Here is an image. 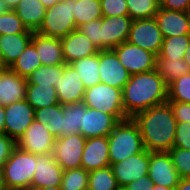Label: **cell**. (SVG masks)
<instances>
[{"label": "cell", "mask_w": 190, "mask_h": 190, "mask_svg": "<svg viewBox=\"0 0 190 190\" xmlns=\"http://www.w3.org/2000/svg\"><path fill=\"white\" fill-rule=\"evenodd\" d=\"M3 190H16V189H12V188H5Z\"/></svg>", "instance_id": "cell-59"}, {"label": "cell", "mask_w": 190, "mask_h": 190, "mask_svg": "<svg viewBox=\"0 0 190 190\" xmlns=\"http://www.w3.org/2000/svg\"><path fill=\"white\" fill-rule=\"evenodd\" d=\"M27 79L9 68L0 72V105L7 106L25 99Z\"/></svg>", "instance_id": "cell-22"}, {"label": "cell", "mask_w": 190, "mask_h": 190, "mask_svg": "<svg viewBox=\"0 0 190 190\" xmlns=\"http://www.w3.org/2000/svg\"><path fill=\"white\" fill-rule=\"evenodd\" d=\"M34 114L35 109L25 99L5 106L4 133L17 142L35 120Z\"/></svg>", "instance_id": "cell-10"}, {"label": "cell", "mask_w": 190, "mask_h": 190, "mask_svg": "<svg viewBox=\"0 0 190 190\" xmlns=\"http://www.w3.org/2000/svg\"><path fill=\"white\" fill-rule=\"evenodd\" d=\"M113 51L131 75L149 72L155 69L157 55L151 51L142 49L127 41L115 47Z\"/></svg>", "instance_id": "cell-9"}, {"label": "cell", "mask_w": 190, "mask_h": 190, "mask_svg": "<svg viewBox=\"0 0 190 190\" xmlns=\"http://www.w3.org/2000/svg\"><path fill=\"white\" fill-rule=\"evenodd\" d=\"M37 166L30 190L43 187H60L64 170L55 161L53 153L36 155Z\"/></svg>", "instance_id": "cell-17"}, {"label": "cell", "mask_w": 190, "mask_h": 190, "mask_svg": "<svg viewBox=\"0 0 190 190\" xmlns=\"http://www.w3.org/2000/svg\"><path fill=\"white\" fill-rule=\"evenodd\" d=\"M4 1L9 6L10 10H14L16 6L18 5V3L20 2V0H4Z\"/></svg>", "instance_id": "cell-53"}, {"label": "cell", "mask_w": 190, "mask_h": 190, "mask_svg": "<svg viewBox=\"0 0 190 190\" xmlns=\"http://www.w3.org/2000/svg\"><path fill=\"white\" fill-rule=\"evenodd\" d=\"M126 3L133 20L154 18L160 8L159 0H126Z\"/></svg>", "instance_id": "cell-36"}, {"label": "cell", "mask_w": 190, "mask_h": 190, "mask_svg": "<svg viewBox=\"0 0 190 190\" xmlns=\"http://www.w3.org/2000/svg\"><path fill=\"white\" fill-rule=\"evenodd\" d=\"M133 120L147 151L168 152L173 147L177 121L167 102L137 113Z\"/></svg>", "instance_id": "cell-2"}, {"label": "cell", "mask_w": 190, "mask_h": 190, "mask_svg": "<svg viewBox=\"0 0 190 190\" xmlns=\"http://www.w3.org/2000/svg\"><path fill=\"white\" fill-rule=\"evenodd\" d=\"M107 138L110 166L145 150L139 126L133 118L119 121Z\"/></svg>", "instance_id": "cell-3"}, {"label": "cell", "mask_w": 190, "mask_h": 190, "mask_svg": "<svg viewBox=\"0 0 190 190\" xmlns=\"http://www.w3.org/2000/svg\"><path fill=\"white\" fill-rule=\"evenodd\" d=\"M102 16L129 15L126 0H100Z\"/></svg>", "instance_id": "cell-42"}, {"label": "cell", "mask_w": 190, "mask_h": 190, "mask_svg": "<svg viewBox=\"0 0 190 190\" xmlns=\"http://www.w3.org/2000/svg\"><path fill=\"white\" fill-rule=\"evenodd\" d=\"M17 33H34L28 30L21 22V19L14 12L10 10L4 14H0V35L3 34H17Z\"/></svg>", "instance_id": "cell-39"}, {"label": "cell", "mask_w": 190, "mask_h": 190, "mask_svg": "<svg viewBox=\"0 0 190 190\" xmlns=\"http://www.w3.org/2000/svg\"><path fill=\"white\" fill-rule=\"evenodd\" d=\"M10 11L9 6L4 0H0V14Z\"/></svg>", "instance_id": "cell-51"}, {"label": "cell", "mask_w": 190, "mask_h": 190, "mask_svg": "<svg viewBox=\"0 0 190 190\" xmlns=\"http://www.w3.org/2000/svg\"><path fill=\"white\" fill-rule=\"evenodd\" d=\"M173 147L190 150V122H177Z\"/></svg>", "instance_id": "cell-43"}, {"label": "cell", "mask_w": 190, "mask_h": 190, "mask_svg": "<svg viewBox=\"0 0 190 190\" xmlns=\"http://www.w3.org/2000/svg\"><path fill=\"white\" fill-rule=\"evenodd\" d=\"M33 33L0 35V58L4 68H9L31 42Z\"/></svg>", "instance_id": "cell-24"}, {"label": "cell", "mask_w": 190, "mask_h": 190, "mask_svg": "<svg viewBox=\"0 0 190 190\" xmlns=\"http://www.w3.org/2000/svg\"><path fill=\"white\" fill-rule=\"evenodd\" d=\"M55 141L56 138L45 128V125L34 120L24 135L18 139L16 146L35 155H45L53 153Z\"/></svg>", "instance_id": "cell-11"}, {"label": "cell", "mask_w": 190, "mask_h": 190, "mask_svg": "<svg viewBox=\"0 0 190 190\" xmlns=\"http://www.w3.org/2000/svg\"><path fill=\"white\" fill-rule=\"evenodd\" d=\"M168 101L190 103V71L168 84Z\"/></svg>", "instance_id": "cell-38"}, {"label": "cell", "mask_w": 190, "mask_h": 190, "mask_svg": "<svg viewBox=\"0 0 190 190\" xmlns=\"http://www.w3.org/2000/svg\"><path fill=\"white\" fill-rule=\"evenodd\" d=\"M148 176L153 184L173 190L181 179L168 152H149Z\"/></svg>", "instance_id": "cell-13"}, {"label": "cell", "mask_w": 190, "mask_h": 190, "mask_svg": "<svg viewBox=\"0 0 190 190\" xmlns=\"http://www.w3.org/2000/svg\"><path fill=\"white\" fill-rule=\"evenodd\" d=\"M119 188L111 166L89 172L88 190H116Z\"/></svg>", "instance_id": "cell-34"}, {"label": "cell", "mask_w": 190, "mask_h": 190, "mask_svg": "<svg viewBox=\"0 0 190 190\" xmlns=\"http://www.w3.org/2000/svg\"><path fill=\"white\" fill-rule=\"evenodd\" d=\"M82 102L87 107L112 115L118 122L127 119L122 101V89L98 83L86 88Z\"/></svg>", "instance_id": "cell-5"}, {"label": "cell", "mask_w": 190, "mask_h": 190, "mask_svg": "<svg viewBox=\"0 0 190 190\" xmlns=\"http://www.w3.org/2000/svg\"><path fill=\"white\" fill-rule=\"evenodd\" d=\"M154 18L164 38L190 34L188 16L184 11L159 8Z\"/></svg>", "instance_id": "cell-21"}, {"label": "cell", "mask_w": 190, "mask_h": 190, "mask_svg": "<svg viewBox=\"0 0 190 190\" xmlns=\"http://www.w3.org/2000/svg\"><path fill=\"white\" fill-rule=\"evenodd\" d=\"M86 138L80 133L56 138L53 156L55 161L65 171L81 168V159Z\"/></svg>", "instance_id": "cell-8"}, {"label": "cell", "mask_w": 190, "mask_h": 190, "mask_svg": "<svg viewBox=\"0 0 190 190\" xmlns=\"http://www.w3.org/2000/svg\"><path fill=\"white\" fill-rule=\"evenodd\" d=\"M79 73L85 88L101 83L99 74V53L70 63Z\"/></svg>", "instance_id": "cell-28"}, {"label": "cell", "mask_w": 190, "mask_h": 190, "mask_svg": "<svg viewBox=\"0 0 190 190\" xmlns=\"http://www.w3.org/2000/svg\"><path fill=\"white\" fill-rule=\"evenodd\" d=\"M186 13H187L189 24H190V6H189L188 10L186 11Z\"/></svg>", "instance_id": "cell-57"}, {"label": "cell", "mask_w": 190, "mask_h": 190, "mask_svg": "<svg viewBox=\"0 0 190 190\" xmlns=\"http://www.w3.org/2000/svg\"><path fill=\"white\" fill-rule=\"evenodd\" d=\"M41 65L35 45L30 42L9 69L27 79Z\"/></svg>", "instance_id": "cell-30"}, {"label": "cell", "mask_w": 190, "mask_h": 190, "mask_svg": "<svg viewBox=\"0 0 190 190\" xmlns=\"http://www.w3.org/2000/svg\"><path fill=\"white\" fill-rule=\"evenodd\" d=\"M63 105L55 104L35 110L36 121L45 125V128L55 137H62Z\"/></svg>", "instance_id": "cell-27"}, {"label": "cell", "mask_w": 190, "mask_h": 190, "mask_svg": "<svg viewBox=\"0 0 190 190\" xmlns=\"http://www.w3.org/2000/svg\"><path fill=\"white\" fill-rule=\"evenodd\" d=\"M152 190H173L172 188H167L162 185L158 184H153V189Z\"/></svg>", "instance_id": "cell-55"}, {"label": "cell", "mask_w": 190, "mask_h": 190, "mask_svg": "<svg viewBox=\"0 0 190 190\" xmlns=\"http://www.w3.org/2000/svg\"><path fill=\"white\" fill-rule=\"evenodd\" d=\"M41 3L45 6L46 9L53 7L57 2L61 0H40Z\"/></svg>", "instance_id": "cell-50"}, {"label": "cell", "mask_w": 190, "mask_h": 190, "mask_svg": "<svg viewBox=\"0 0 190 190\" xmlns=\"http://www.w3.org/2000/svg\"><path fill=\"white\" fill-rule=\"evenodd\" d=\"M14 12L28 30L36 32L45 17L46 8L40 0H20Z\"/></svg>", "instance_id": "cell-25"}, {"label": "cell", "mask_w": 190, "mask_h": 190, "mask_svg": "<svg viewBox=\"0 0 190 190\" xmlns=\"http://www.w3.org/2000/svg\"><path fill=\"white\" fill-rule=\"evenodd\" d=\"M16 147V142L8 137L5 133H0V168H3L4 163L11 155Z\"/></svg>", "instance_id": "cell-45"}, {"label": "cell", "mask_w": 190, "mask_h": 190, "mask_svg": "<svg viewBox=\"0 0 190 190\" xmlns=\"http://www.w3.org/2000/svg\"><path fill=\"white\" fill-rule=\"evenodd\" d=\"M119 187H125L131 182L148 175L149 151L146 149L111 165Z\"/></svg>", "instance_id": "cell-16"}, {"label": "cell", "mask_w": 190, "mask_h": 190, "mask_svg": "<svg viewBox=\"0 0 190 190\" xmlns=\"http://www.w3.org/2000/svg\"><path fill=\"white\" fill-rule=\"evenodd\" d=\"M116 190H126L124 187H119L118 189Z\"/></svg>", "instance_id": "cell-58"}, {"label": "cell", "mask_w": 190, "mask_h": 190, "mask_svg": "<svg viewBox=\"0 0 190 190\" xmlns=\"http://www.w3.org/2000/svg\"><path fill=\"white\" fill-rule=\"evenodd\" d=\"M33 190H61L60 187H43V188H36Z\"/></svg>", "instance_id": "cell-56"}, {"label": "cell", "mask_w": 190, "mask_h": 190, "mask_svg": "<svg viewBox=\"0 0 190 190\" xmlns=\"http://www.w3.org/2000/svg\"><path fill=\"white\" fill-rule=\"evenodd\" d=\"M6 188L5 181H4V172L3 168H0V190H3Z\"/></svg>", "instance_id": "cell-54"}, {"label": "cell", "mask_w": 190, "mask_h": 190, "mask_svg": "<svg viewBox=\"0 0 190 190\" xmlns=\"http://www.w3.org/2000/svg\"><path fill=\"white\" fill-rule=\"evenodd\" d=\"M132 21L129 15L102 16L101 50H113L127 41Z\"/></svg>", "instance_id": "cell-15"}, {"label": "cell", "mask_w": 190, "mask_h": 190, "mask_svg": "<svg viewBox=\"0 0 190 190\" xmlns=\"http://www.w3.org/2000/svg\"><path fill=\"white\" fill-rule=\"evenodd\" d=\"M168 154L180 178H190V150L172 147Z\"/></svg>", "instance_id": "cell-40"}, {"label": "cell", "mask_w": 190, "mask_h": 190, "mask_svg": "<svg viewBox=\"0 0 190 190\" xmlns=\"http://www.w3.org/2000/svg\"><path fill=\"white\" fill-rule=\"evenodd\" d=\"M189 43L190 34L164 38L157 57L169 60L183 59Z\"/></svg>", "instance_id": "cell-31"}, {"label": "cell", "mask_w": 190, "mask_h": 190, "mask_svg": "<svg viewBox=\"0 0 190 190\" xmlns=\"http://www.w3.org/2000/svg\"><path fill=\"white\" fill-rule=\"evenodd\" d=\"M155 70L167 84L190 71L183 59L169 60L158 57H156Z\"/></svg>", "instance_id": "cell-33"}, {"label": "cell", "mask_w": 190, "mask_h": 190, "mask_svg": "<svg viewBox=\"0 0 190 190\" xmlns=\"http://www.w3.org/2000/svg\"><path fill=\"white\" fill-rule=\"evenodd\" d=\"M99 74L101 83L117 89H123L131 76L113 50L99 51Z\"/></svg>", "instance_id": "cell-14"}, {"label": "cell", "mask_w": 190, "mask_h": 190, "mask_svg": "<svg viewBox=\"0 0 190 190\" xmlns=\"http://www.w3.org/2000/svg\"><path fill=\"white\" fill-rule=\"evenodd\" d=\"M118 121L107 113L86 106L80 134L84 138L108 136Z\"/></svg>", "instance_id": "cell-19"}, {"label": "cell", "mask_w": 190, "mask_h": 190, "mask_svg": "<svg viewBox=\"0 0 190 190\" xmlns=\"http://www.w3.org/2000/svg\"><path fill=\"white\" fill-rule=\"evenodd\" d=\"M183 60L187 63L188 68L190 70V43L186 49Z\"/></svg>", "instance_id": "cell-52"}, {"label": "cell", "mask_w": 190, "mask_h": 190, "mask_svg": "<svg viewBox=\"0 0 190 190\" xmlns=\"http://www.w3.org/2000/svg\"><path fill=\"white\" fill-rule=\"evenodd\" d=\"M75 2L76 0H61L53 7L46 9L42 24L36 32L61 39L76 30L73 16V3Z\"/></svg>", "instance_id": "cell-6"}, {"label": "cell", "mask_w": 190, "mask_h": 190, "mask_svg": "<svg viewBox=\"0 0 190 190\" xmlns=\"http://www.w3.org/2000/svg\"><path fill=\"white\" fill-rule=\"evenodd\" d=\"M102 18L91 20L77 29L84 34L99 50H101Z\"/></svg>", "instance_id": "cell-41"}, {"label": "cell", "mask_w": 190, "mask_h": 190, "mask_svg": "<svg viewBox=\"0 0 190 190\" xmlns=\"http://www.w3.org/2000/svg\"><path fill=\"white\" fill-rule=\"evenodd\" d=\"M164 40L155 18L132 21L127 42L158 55Z\"/></svg>", "instance_id": "cell-7"}, {"label": "cell", "mask_w": 190, "mask_h": 190, "mask_svg": "<svg viewBox=\"0 0 190 190\" xmlns=\"http://www.w3.org/2000/svg\"><path fill=\"white\" fill-rule=\"evenodd\" d=\"M5 106L0 105V133H4Z\"/></svg>", "instance_id": "cell-49"}, {"label": "cell", "mask_w": 190, "mask_h": 190, "mask_svg": "<svg viewBox=\"0 0 190 190\" xmlns=\"http://www.w3.org/2000/svg\"><path fill=\"white\" fill-rule=\"evenodd\" d=\"M85 111L86 105L83 102L63 105L62 137L80 133Z\"/></svg>", "instance_id": "cell-29"}, {"label": "cell", "mask_w": 190, "mask_h": 190, "mask_svg": "<svg viewBox=\"0 0 190 190\" xmlns=\"http://www.w3.org/2000/svg\"><path fill=\"white\" fill-rule=\"evenodd\" d=\"M73 16L77 28L91 20L102 18L100 0H76L73 3Z\"/></svg>", "instance_id": "cell-32"}, {"label": "cell", "mask_w": 190, "mask_h": 190, "mask_svg": "<svg viewBox=\"0 0 190 190\" xmlns=\"http://www.w3.org/2000/svg\"><path fill=\"white\" fill-rule=\"evenodd\" d=\"M66 64L99 53V49L78 29L61 38Z\"/></svg>", "instance_id": "cell-20"}, {"label": "cell", "mask_w": 190, "mask_h": 190, "mask_svg": "<svg viewBox=\"0 0 190 190\" xmlns=\"http://www.w3.org/2000/svg\"><path fill=\"white\" fill-rule=\"evenodd\" d=\"M54 87L58 101L62 105L83 101L86 88L79 73L70 64L64 65L63 73L59 75V80Z\"/></svg>", "instance_id": "cell-12"}, {"label": "cell", "mask_w": 190, "mask_h": 190, "mask_svg": "<svg viewBox=\"0 0 190 190\" xmlns=\"http://www.w3.org/2000/svg\"><path fill=\"white\" fill-rule=\"evenodd\" d=\"M177 122H190V103L167 101Z\"/></svg>", "instance_id": "cell-44"}, {"label": "cell", "mask_w": 190, "mask_h": 190, "mask_svg": "<svg viewBox=\"0 0 190 190\" xmlns=\"http://www.w3.org/2000/svg\"><path fill=\"white\" fill-rule=\"evenodd\" d=\"M108 166H110V160L107 136L87 138L83 149L81 168L90 172Z\"/></svg>", "instance_id": "cell-18"}, {"label": "cell", "mask_w": 190, "mask_h": 190, "mask_svg": "<svg viewBox=\"0 0 190 190\" xmlns=\"http://www.w3.org/2000/svg\"><path fill=\"white\" fill-rule=\"evenodd\" d=\"M159 6L163 9L186 12L190 6V0H159Z\"/></svg>", "instance_id": "cell-46"}, {"label": "cell", "mask_w": 190, "mask_h": 190, "mask_svg": "<svg viewBox=\"0 0 190 190\" xmlns=\"http://www.w3.org/2000/svg\"><path fill=\"white\" fill-rule=\"evenodd\" d=\"M25 100L36 110L59 104L54 86L27 84Z\"/></svg>", "instance_id": "cell-26"}, {"label": "cell", "mask_w": 190, "mask_h": 190, "mask_svg": "<svg viewBox=\"0 0 190 190\" xmlns=\"http://www.w3.org/2000/svg\"><path fill=\"white\" fill-rule=\"evenodd\" d=\"M126 190H152L153 183L148 175L141 177L138 180H135L124 187Z\"/></svg>", "instance_id": "cell-47"}, {"label": "cell", "mask_w": 190, "mask_h": 190, "mask_svg": "<svg viewBox=\"0 0 190 190\" xmlns=\"http://www.w3.org/2000/svg\"><path fill=\"white\" fill-rule=\"evenodd\" d=\"M36 166V155L16 146L3 165L6 188L30 190Z\"/></svg>", "instance_id": "cell-4"}, {"label": "cell", "mask_w": 190, "mask_h": 190, "mask_svg": "<svg viewBox=\"0 0 190 190\" xmlns=\"http://www.w3.org/2000/svg\"><path fill=\"white\" fill-rule=\"evenodd\" d=\"M122 101L127 118L168 101V84L152 70L133 74L122 89Z\"/></svg>", "instance_id": "cell-1"}, {"label": "cell", "mask_w": 190, "mask_h": 190, "mask_svg": "<svg viewBox=\"0 0 190 190\" xmlns=\"http://www.w3.org/2000/svg\"><path fill=\"white\" fill-rule=\"evenodd\" d=\"M63 68L64 65H41L27 78V84L54 86L59 80V75L63 73Z\"/></svg>", "instance_id": "cell-35"}, {"label": "cell", "mask_w": 190, "mask_h": 190, "mask_svg": "<svg viewBox=\"0 0 190 190\" xmlns=\"http://www.w3.org/2000/svg\"><path fill=\"white\" fill-rule=\"evenodd\" d=\"M89 172L83 168L65 170L61 190H88Z\"/></svg>", "instance_id": "cell-37"}, {"label": "cell", "mask_w": 190, "mask_h": 190, "mask_svg": "<svg viewBox=\"0 0 190 190\" xmlns=\"http://www.w3.org/2000/svg\"><path fill=\"white\" fill-rule=\"evenodd\" d=\"M31 42L35 45L42 65L56 66L66 64L60 38L48 37L34 32Z\"/></svg>", "instance_id": "cell-23"}, {"label": "cell", "mask_w": 190, "mask_h": 190, "mask_svg": "<svg viewBox=\"0 0 190 190\" xmlns=\"http://www.w3.org/2000/svg\"><path fill=\"white\" fill-rule=\"evenodd\" d=\"M174 190H190V178H181Z\"/></svg>", "instance_id": "cell-48"}]
</instances>
